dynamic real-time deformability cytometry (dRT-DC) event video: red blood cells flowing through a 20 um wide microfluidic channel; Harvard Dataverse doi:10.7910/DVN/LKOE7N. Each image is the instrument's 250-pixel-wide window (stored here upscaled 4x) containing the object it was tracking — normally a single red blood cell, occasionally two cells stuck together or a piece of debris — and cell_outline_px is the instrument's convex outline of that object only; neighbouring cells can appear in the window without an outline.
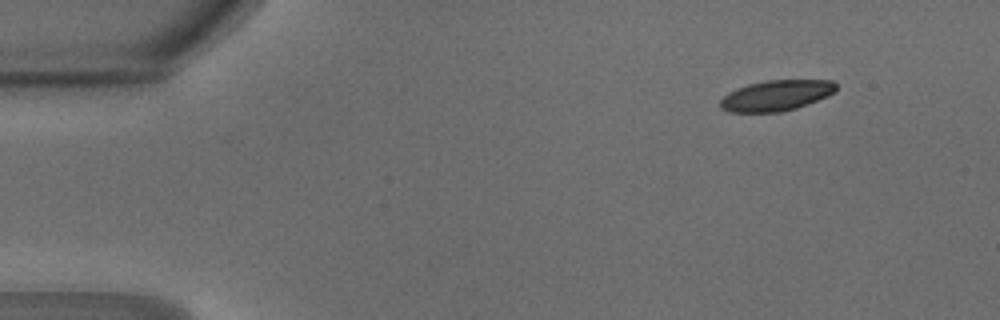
{"species": "common noctule bat (a hibernating species)", "species_latin": "Nyctalus noctula", "temperature_condition": "warm", "stored_images_in_passage": 44, "camera_frame_rate_fps": 3000, "um_per_image_px": 0.085, "animal": {"sex": "male", "body_mass_g": 18.8}, "frame": {"image": 1, "passage_image": 1, "time_ms": 0.0, "image_size_px": [1000, 320], "cell_outline_px": [[836, 92], [828, 96], [808, 104], [796, 108], [780, 112], [728, 112], [720, 108], [720, 100], [728, 92], [736, 88], [748, 84], [764, 80], [832, 80], [836, 84]], "centroid_in_image_um": [65.97, 8.11], "position_along_channel_um": 19.0, "area_um2": 20.87}}
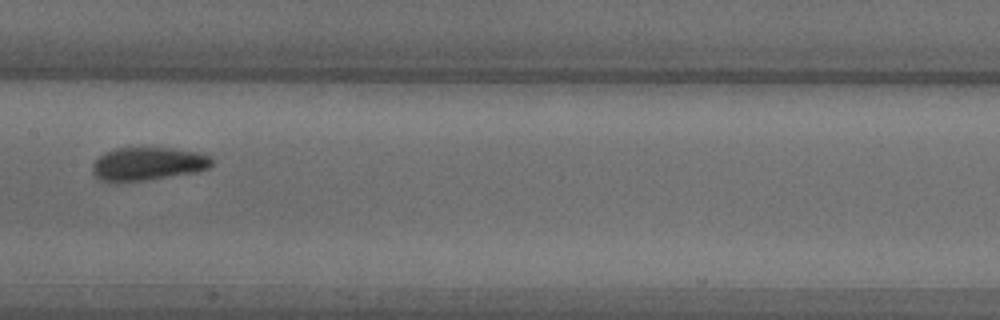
{"frame": {"image": 2, "passage_image": 20, "time_ms": 6.333, "image_size_px": [1000, 320], "cell_outline_px": [[212, 164], [208, 168], [196, 172], [144, 180], [116, 184], [100, 180], [92, 172], [92, 164], [104, 152], [116, 148], [172, 148], [200, 152], [212, 156]], "centroid_in_image_um": [12.55, 13.94], "position_along_channel_um": 194.9, "area_um2": 23.41}}
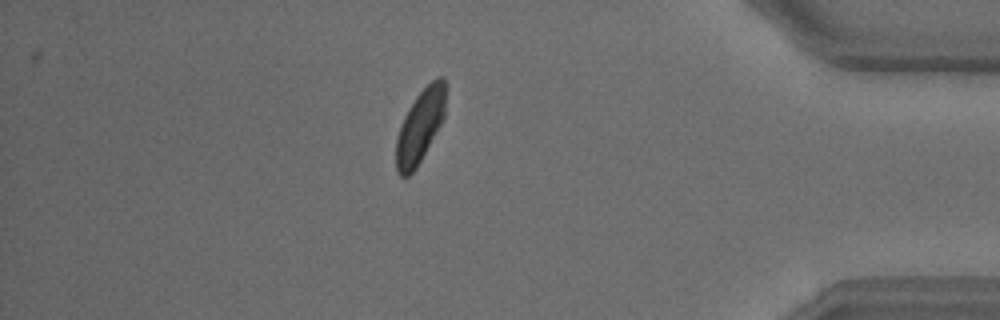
{"frame": {"image": 3, "passage_image": 37, "time_ms": 12.0, "image_size_px": [1000, 320], "cell_outline_px": [[444, 120], [416, 168], [408, 176], [400, 176], [396, 172], [396, 140], [400, 124], [408, 108], [416, 96], [432, 80], [440, 76], [444, 76]], "centroid_in_image_um": [35.69, 10.75], "position_along_channel_um": 399.5, "area_um2": 20.98}, "authors_computed_cell_mechanics": {"area_um2": 22.4842, "velocity_mm_per_s": 4.2393, "shape_relaxation_time_tau1_ms": 2.8072, "shape_relaxation_time_tau2_ms": null, "deformation_change_tau1": 0.1089, "deformation_change_tau2": null}}